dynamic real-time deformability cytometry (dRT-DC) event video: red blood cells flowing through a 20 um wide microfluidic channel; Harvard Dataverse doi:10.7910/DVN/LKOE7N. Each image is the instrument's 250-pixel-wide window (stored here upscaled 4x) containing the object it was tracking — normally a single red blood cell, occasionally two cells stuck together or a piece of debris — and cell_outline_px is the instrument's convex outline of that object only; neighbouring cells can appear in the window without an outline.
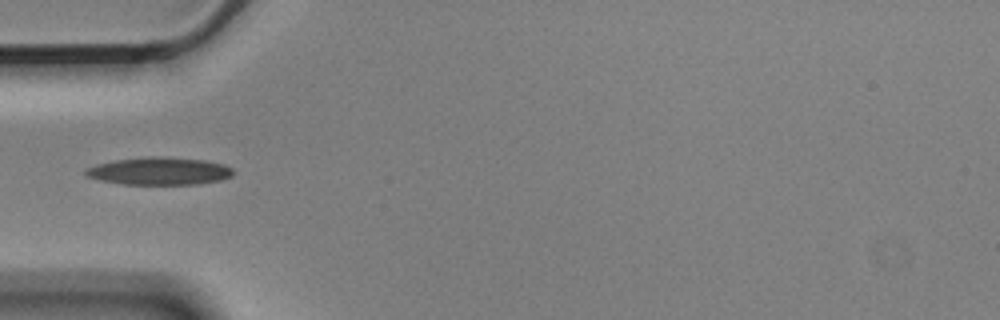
{"species": "Egyptian fruit bat (a non-hibernating species)", "species_latin": "Rousettus aegyptiacus", "temperature_condition": "cold", "stored_images_in_passage": 3, "camera_frame_rate_fps": 3000, "um_per_image_px": 0.085, "animal": {"sex": "male"}, "frame": {"image": 1, "passage_image": 3, "time_ms": 0.667, "image_size_px": [1000, 320], "cell_outline_px": [[232, 176], [220, 180], [200, 184], [124, 184], [100, 180], [88, 176], [84, 172], [84, 168], [96, 164], [116, 160], [148, 156], [164, 156], [204, 160], [224, 164], [232, 168]], "centroid_in_image_um": [13.54, 14.53], "position_along_channel_um": 71.5, "area_um2": 23.76}}